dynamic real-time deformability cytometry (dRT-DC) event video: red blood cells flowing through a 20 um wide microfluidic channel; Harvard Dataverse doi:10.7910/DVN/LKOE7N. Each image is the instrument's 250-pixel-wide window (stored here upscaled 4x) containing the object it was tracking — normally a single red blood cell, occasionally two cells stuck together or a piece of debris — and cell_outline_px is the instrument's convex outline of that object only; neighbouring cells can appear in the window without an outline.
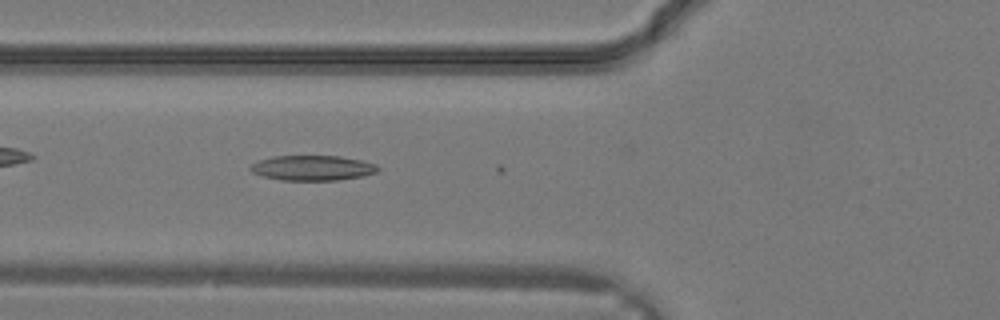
{"species": "common noctule bat (a hibernating species)", "species_latin": "Nyctalus noctula", "temperature_condition": "warm", "stored_images_in_passage": 3, "camera_frame_rate_fps": 3000, "um_per_image_px": 0.085, "animal": {"sex": "male", "body_mass_g": 19.2, "forearm_length_mm": 51.8}, "frame": {"image": 1, "passage_image": 3, "time_ms": 0.667, "image_size_px": [1000, 320], "cell_outline_px": [[380, 168], [376, 172], [360, 176], [336, 180], [280, 180], [264, 176], [252, 172], [248, 168], [252, 164], [260, 160], [272, 156], [340, 156], [360, 160], [376, 164]], "centroid_in_image_um": [26.54, 14.27], "position_along_channel_um": 99.3, "area_um2": 18.44}}